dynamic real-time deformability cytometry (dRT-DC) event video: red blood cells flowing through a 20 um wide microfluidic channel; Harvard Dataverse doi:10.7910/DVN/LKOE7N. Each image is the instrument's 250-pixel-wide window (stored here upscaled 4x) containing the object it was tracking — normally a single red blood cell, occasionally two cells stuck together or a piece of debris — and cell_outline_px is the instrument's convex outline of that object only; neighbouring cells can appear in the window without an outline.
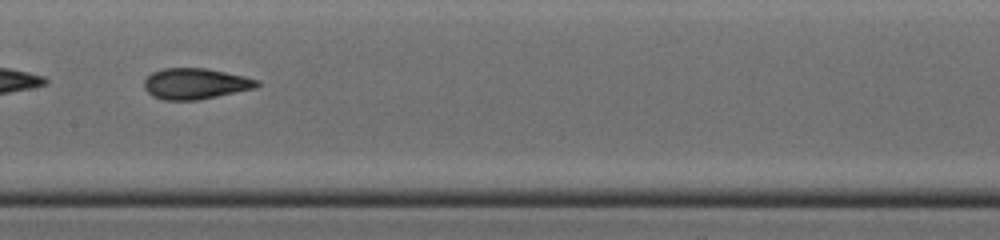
{"species": "common noctule bat (a hibernating species)", "species_latin": "Nyctalus noctula", "temperature_condition": "cold", "stored_images_in_passage": 32, "camera_frame_rate_fps": 3000, "um_per_image_px": 0.085, "animal": {"sex": "male", "body_mass_g": 19.0, "forearm_length_mm": 50.8}, "frame": {"image": 1, "passage_image": 10, "time_ms": 3.0, "image_size_px": [1000, 240], "cell_outline_px": [[260, 84], [256, 88], [196, 100], [164, 100], [152, 96], [144, 88], [144, 80], [152, 72], [164, 68], [208, 68], [244, 76], [260, 80]], "centroid_in_image_um": [16.61, 7.11], "position_along_channel_um": 190.8, "area_um2": 20.35}, "authors_computed_cell_mechanics": {"area_um2": 20.3167, "velocity_mm_per_s": 4.3956, "shape_relaxation_time_tau1_ms": 6.7436, "shape_relaxation_time_tau2_ms": 1.4416, "deformation_change_tau1": 0.1961, "deformation_change_tau2": 0.084}}